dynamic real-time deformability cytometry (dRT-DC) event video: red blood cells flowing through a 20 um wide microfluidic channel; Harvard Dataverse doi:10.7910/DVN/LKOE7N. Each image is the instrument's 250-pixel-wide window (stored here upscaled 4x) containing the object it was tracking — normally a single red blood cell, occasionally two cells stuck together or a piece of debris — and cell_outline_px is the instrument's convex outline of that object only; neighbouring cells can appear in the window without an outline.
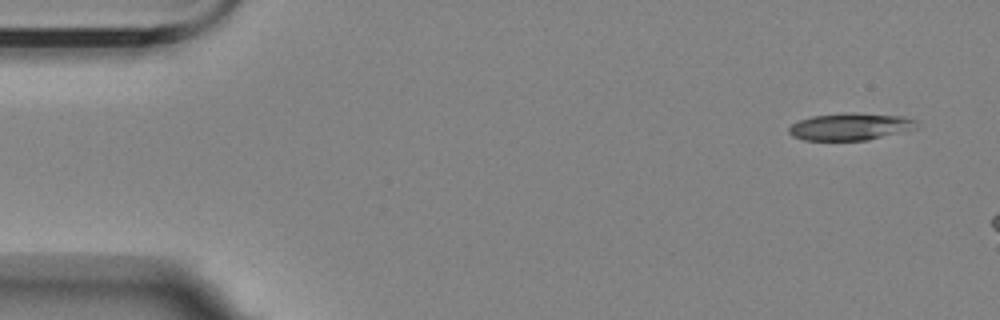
{"species": "Egyptian fruit bat (a non-hibernating species)", "species_latin": "Rousettus aegyptiacus", "temperature_condition": "room temperature", "stored_images_in_passage": 3, "camera_frame_rate_fps": 3000, "um_per_image_px": 0.085, "animal": {"sex": "female"}, "frame": {"image": 1, "passage_image": 1, "time_ms": 0.0, "image_size_px": [1000, 320], "cell_outline_px": [[916, 128], [868, 140], [804, 140], [788, 132], [788, 128], [792, 124], [800, 120], [812, 116], [844, 112], [856, 112], [904, 116], [916, 120]], "centroid_in_image_um": [72.28, 10.74], "position_along_channel_um": 12.7, "area_um2": 20.17}}